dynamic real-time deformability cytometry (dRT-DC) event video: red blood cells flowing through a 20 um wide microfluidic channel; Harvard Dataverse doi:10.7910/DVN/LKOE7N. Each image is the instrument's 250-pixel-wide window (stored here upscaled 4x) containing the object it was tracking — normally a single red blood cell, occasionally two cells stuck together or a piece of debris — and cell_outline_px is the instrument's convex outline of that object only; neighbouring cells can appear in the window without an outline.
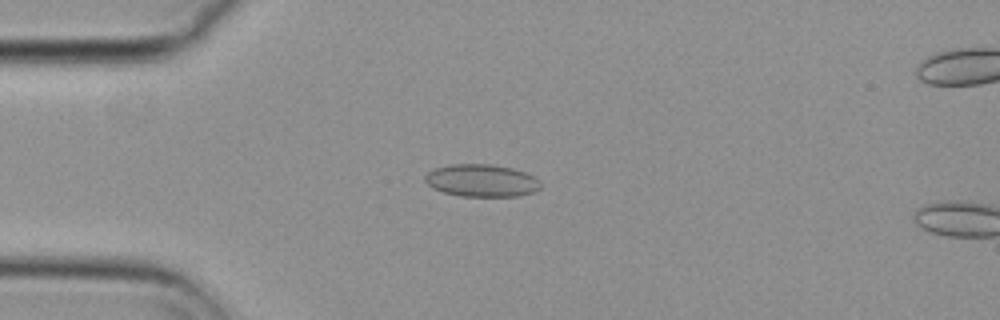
{"species": "common noctule bat (a hibernating species)", "species_latin": "Nyctalus noctula", "temperature_condition": "cold", "stored_images_in_passage": 5, "camera_frame_rate_fps": 3000, "um_per_image_px": 0.085, "animal": {"sex": "female", "body_mass_g": 29.2, "forearm_length_mm": 56.3}, "frame": {"image": 1, "passage_image": 3, "time_ms": 0.667, "image_size_px": [1000, 320], "cell_outline_px": [[540, 188], [536, 192], [520, 196], [460, 196], [444, 192], [432, 188], [424, 180], [424, 176], [428, 172], [436, 168], [448, 164], [492, 164], [512, 168], [536, 176], [540, 180]], "centroid_in_image_um": [40.96, 15.35], "position_along_channel_um": 44.0, "area_um2": 22.08}}